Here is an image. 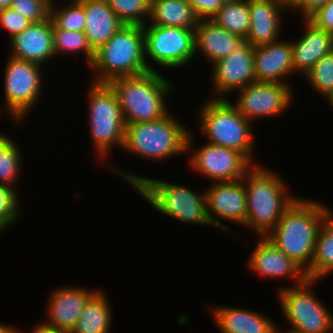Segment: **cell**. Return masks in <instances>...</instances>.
Returning a JSON list of instances; mask_svg holds the SVG:
<instances>
[{"mask_svg": "<svg viewBox=\"0 0 333 333\" xmlns=\"http://www.w3.org/2000/svg\"><path fill=\"white\" fill-rule=\"evenodd\" d=\"M114 167L112 163L108 165L111 171L125 179L136 193L162 215L178 222L207 227L211 225L206 213L205 191L200 194L182 184L140 176Z\"/></svg>", "mask_w": 333, "mask_h": 333, "instance_id": "cell-1", "label": "cell"}, {"mask_svg": "<svg viewBox=\"0 0 333 333\" xmlns=\"http://www.w3.org/2000/svg\"><path fill=\"white\" fill-rule=\"evenodd\" d=\"M316 200L298 197L265 236L305 271L311 267L316 238L330 210Z\"/></svg>", "mask_w": 333, "mask_h": 333, "instance_id": "cell-2", "label": "cell"}, {"mask_svg": "<svg viewBox=\"0 0 333 333\" xmlns=\"http://www.w3.org/2000/svg\"><path fill=\"white\" fill-rule=\"evenodd\" d=\"M276 173L254 163L241 179L245 186L247 204L243 227L253 229L256 236H266L298 198L294 194L289 195L288 185Z\"/></svg>", "mask_w": 333, "mask_h": 333, "instance_id": "cell-3", "label": "cell"}, {"mask_svg": "<svg viewBox=\"0 0 333 333\" xmlns=\"http://www.w3.org/2000/svg\"><path fill=\"white\" fill-rule=\"evenodd\" d=\"M180 121L169 112L154 121L125 124L122 150L155 162L187 154L194 149V135Z\"/></svg>", "mask_w": 333, "mask_h": 333, "instance_id": "cell-4", "label": "cell"}, {"mask_svg": "<svg viewBox=\"0 0 333 333\" xmlns=\"http://www.w3.org/2000/svg\"><path fill=\"white\" fill-rule=\"evenodd\" d=\"M165 77L155 70L108 82L117 96L125 124L154 121L171 112L165 102L174 85Z\"/></svg>", "mask_w": 333, "mask_h": 333, "instance_id": "cell-5", "label": "cell"}, {"mask_svg": "<svg viewBox=\"0 0 333 333\" xmlns=\"http://www.w3.org/2000/svg\"><path fill=\"white\" fill-rule=\"evenodd\" d=\"M92 81L108 83L120 77L149 72L145 60L143 26L125 25L97 51L91 66Z\"/></svg>", "mask_w": 333, "mask_h": 333, "instance_id": "cell-6", "label": "cell"}, {"mask_svg": "<svg viewBox=\"0 0 333 333\" xmlns=\"http://www.w3.org/2000/svg\"><path fill=\"white\" fill-rule=\"evenodd\" d=\"M199 131L206 141L242 153L252 164L255 141L253 124L226 98H209L199 108Z\"/></svg>", "mask_w": 333, "mask_h": 333, "instance_id": "cell-7", "label": "cell"}, {"mask_svg": "<svg viewBox=\"0 0 333 333\" xmlns=\"http://www.w3.org/2000/svg\"><path fill=\"white\" fill-rule=\"evenodd\" d=\"M88 122L97 162L106 165L112 149L123 148L125 122L117 96L108 83L91 82L88 89ZM99 157V158H98ZM102 161V162H101Z\"/></svg>", "mask_w": 333, "mask_h": 333, "instance_id": "cell-8", "label": "cell"}, {"mask_svg": "<svg viewBox=\"0 0 333 333\" xmlns=\"http://www.w3.org/2000/svg\"><path fill=\"white\" fill-rule=\"evenodd\" d=\"M320 280L307 279L297 286H281L278 298L282 313L297 333H330L333 331V313L312 290Z\"/></svg>", "mask_w": 333, "mask_h": 333, "instance_id": "cell-9", "label": "cell"}, {"mask_svg": "<svg viewBox=\"0 0 333 333\" xmlns=\"http://www.w3.org/2000/svg\"><path fill=\"white\" fill-rule=\"evenodd\" d=\"M4 76V100L6 113L16 123L23 122L33 106L42 98V65L17 59L13 56L6 61Z\"/></svg>", "mask_w": 333, "mask_h": 333, "instance_id": "cell-10", "label": "cell"}, {"mask_svg": "<svg viewBox=\"0 0 333 333\" xmlns=\"http://www.w3.org/2000/svg\"><path fill=\"white\" fill-rule=\"evenodd\" d=\"M145 60L149 71H155L149 60L165 69L182 68L193 61L195 54V29L143 26Z\"/></svg>", "mask_w": 333, "mask_h": 333, "instance_id": "cell-11", "label": "cell"}, {"mask_svg": "<svg viewBox=\"0 0 333 333\" xmlns=\"http://www.w3.org/2000/svg\"><path fill=\"white\" fill-rule=\"evenodd\" d=\"M293 92L290 84L254 81L237 90L234 105L253 124L258 117L273 118L289 109L294 101Z\"/></svg>", "mask_w": 333, "mask_h": 333, "instance_id": "cell-12", "label": "cell"}, {"mask_svg": "<svg viewBox=\"0 0 333 333\" xmlns=\"http://www.w3.org/2000/svg\"><path fill=\"white\" fill-rule=\"evenodd\" d=\"M189 164L210 182L241 180L252 163L240 152L206 142L191 153Z\"/></svg>", "mask_w": 333, "mask_h": 333, "instance_id": "cell-13", "label": "cell"}, {"mask_svg": "<svg viewBox=\"0 0 333 333\" xmlns=\"http://www.w3.org/2000/svg\"><path fill=\"white\" fill-rule=\"evenodd\" d=\"M212 95L210 98H226L232 92L256 81L254 47L244 41L227 57L212 64Z\"/></svg>", "mask_w": 333, "mask_h": 333, "instance_id": "cell-14", "label": "cell"}, {"mask_svg": "<svg viewBox=\"0 0 333 333\" xmlns=\"http://www.w3.org/2000/svg\"><path fill=\"white\" fill-rule=\"evenodd\" d=\"M206 213L211 226L232 233L225 222L244 226L247 216L246 191L242 180L215 182L205 190ZM217 216V217H216ZM218 218V219H217ZM221 220H220V219Z\"/></svg>", "mask_w": 333, "mask_h": 333, "instance_id": "cell-15", "label": "cell"}, {"mask_svg": "<svg viewBox=\"0 0 333 333\" xmlns=\"http://www.w3.org/2000/svg\"><path fill=\"white\" fill-rule=\"evenodd\" d=\"M258 238V240H255L257 242L254 244V250L251 251L247 261L251 272L273 280L288 277L294 281V285L291 286L300 285L308 279L306 271L269 239L265 236H259Z\"/></svg>", "mask_w": 333, "mask_h": 333, "instance_id": "cell-16", "label": "cell"}, {"mask_svg": "<svg viewBox=\"0 0 333 333\" xmlns=\"http://www.w3.org/2000/svg\"><path fill=\"white\" fill-rule=\"evenodd\" d=\"M47 303L45 324L70 333L82 312L84 305L98 289L85 286H62L54 288Z\"/></svg>", "mask_w": 333, "mask_h": 333, "instance_id": "cell-17", "label": "cell"}, {"mask_svg": "<svg viewBox=\"0 0 333 333\" xmlns=\"http://www.w3.org/2000/svg\"><path fill=\"white\" fill-rule=\"evenodd\" d=\"M10 56L17 59L45 65L55 58L53 47V24L50 17L31 23L21 33L9 40Z\"/></svg>", "mask_w": 333, "mask_h": 333, "instance_id": "cell-18", "label": "cell"}, {"mask_svg": "<svg viewBox=\"0 0 333 333\" xmlns=\"http://www.w3.org/2000/svg\"><path fill=\"white\" fill-rule=\"evenodd\" d=\"M248 7L250 28L245 41L256 47L280 40L281 14L290 8L282 0H248Z\"/></svg>", "mask_w": 333, "mask_h": 333, "instance_id": "cell-19", "label": "cell"}, {"mask_svg": "<svg viewBox=\"0 0 333 333\" xmlns=\"http://www.w3.org/2000/svg\"><path fill=\"white\" fill-rule=\"evenodd\" d=\"M254 70L256 81L288 84L287 77L294 73L297 75L293 67L291 40L280 39L254 47Z\"/></svg>", "mask_w": 333, "mask_h": 333, "instance_id": "cell-20", "label": "cell"}, {"mask_svg": "<svg viewBox=\"0 0 333 333\" xmlns=\"http://www.w3.org/2000/svg\"><path fill=\"white\" fill-rule=\"evenodd\" d=\"M301 20L305 30L291 45L295 72L304 76L318 60L333 51V33L317 28L307 18Z\"/></svg>", "mask_w": 333, "mask_h": 333, "instance_id": "cell-21", "label": "cell"}, {"mask_svg": "<svg viewBox=\"0 0 333 333\" xmlns=\"http://www.w3.org/2000/svg\"><path fill=\"white\" fill-rule=\"evenodd\" d=\"M245 39L217 25L211 19L199 20L195 28V54H202L211 64L227 57Z\"/></svg>", "mask_w": 333, "mask_h": 333, "instance_id": "cell-22", "label": "cell"}, {"mask_svg": "<svg viewBox=\"0 0 333 333\" xmlns=\"http://www.w3.org/2000/svg\"><path fill=\"white\" fill-rule=\"evenodd\" d=\"M209 309L221 333H274L277 326L268 316L253 310L224 305Z\"/></svg>", "mask_w": 333, "mask_h": 333, "instance_id": "cell-23", "label": "cell"}, {"mask_svg": "<svg viewBox=\"0 0 333 333\" xmlns=\"http://www.w3.org/2000/svg\"><path fill=\"white\" fill-rule=\"evenodd\" d=\"M85 35L94 51L104 45L123 25L106 0H83Z\"/></svg>", "mask_w": 333, "mask_h": 333, "instance_id": "cell-24", "label": "cell"}, {"mask_svg": "<svg viewBox=\"0 0 333 333\" xmlns=\"http://www.w3.org/2000/svg\"><path fill=\"white\" fill-rule=\"evenodd\" d=\"M199 20L186 0H151L150 25L195 29Z\"/></svg>", "mask_w": 333, "mask_h": 333, "instance_id": "cell-25", "label": "cell"}, {"mask_svg": "<svg viewBox=\"0 0 333 333\" xmlns=\"http://www.w3.org/2000/svg\"><path fill=\"white\" fill-rule=\"evenodd\" d=\"M108 298L104 291L98 289L84 305L70 333H110L113 308Z\"/></svg>", "mask_w": 333, "mask_h": 333, "instance_id": "cell-26", "label": "cell"}, {"mask_svg": "<svg viewBox=\"0 0 333 333\" xmlns=\"http://www.w3.org/2000/svg\"><path fill=\"white\" fill-rule=\"evenodd\" d=\"M330 209L321 224L311 261L306 271L308 279L322 280L333 272V215Z\"/></svg>", "mask_w": 333, "mask_h": 333, "instance_id": "cell-27", "label": "cell"}, {"mask_svg": "<svg viewBox=\"0 0 333 333\" xmlns=\"http://www.w3.org/2000/svg\"><path fill=\"white\" fill-rule=\"evenodd\" d=\"M211 20L225 30L246 39L250 28L248 0H234L222 5Z\"/></svg>", "mask_w": 333, "mask_h": 333, "instance_id": "cell-28", "label": "cell"}, {"mask_svg": "<svg viewBox=\"0 0 333 333\" xmlns=\"http://www.w3.org/2000/svg\"><path fill=\"white\" fill-rule=\"evenodd\" d=\"M53 47L56 57L60 54H84L88 68L91 66L95 58V51L90 46L84 32L57 29L53 25Z\"/></svg>", "mask_w": 333, "mask_h": 333, "instance_id": "cell-29", "label": "cell"}, {"mask_svg": "<svg viewBox=\"0 0 333 333\" xmlns=\"http://www.w3.org/2000/svg\"><path fill=\"white\" fill-rule=\"evenodd\" d=\"M8 135L0 132V183L6 184L17 190L20 166L23 164V154L18 147L19 144L14 142Z\"/></svg>", "mask_w": 333, "mask_h": 333, "instance_id": "cell-30", "label": "cell"}, {"mask_svg": "<svg viewBox=\"0 0 333 333\" xmlns=\"http://www.w3.org/2000/svg\"><path fill=\"white\" fill-rule=\"evenodd\" d=\"M55 3L56 1L52 0L49 17L57 29L85 31L83 0H68L66 5L58 7Z\"/></svg>", "mask_w": 333, "mask_h": 333, "instance_id": "cell-31", "label": "cell"}, {"mask_svg": "<svg viewBox=\"0 0 333 333\" xmlns=\"http://www.w3.org/2000/svg\"><path fill=\"white\" fill-rule=\"evenodd\" d=\"M125 25L144 26L150 17L151 0H106Z\"/></svg>", "mask_w": 333, "mask_h": 333, "instance_id": "cell-32", "label": "cell"}, {"mask_svg": "<svg viewBox=\"0 0 333 333\" xmlns=\"http://www.w3.org/2000/svg\"><path fill=\"white\" fill-rule=\"evenodd\" d=\"M304 77L312 90L326 98L333 91V51L318 60Z\"/></svg>", "mask_w": 333, "mask_h": 333, "instance_id": "cell-33", "label": "cell"}, {"mask_svg": "<svg viewBox=\"0 0 333 333\" xmlns=\"http://www.w3.org/2000/svg\"><path fill=\"white\" fill-rule=\"evenodd\" d=\"M18 191L0 183V221L9 229L22 215Z\"/></svg>", "mask_w": 333, "mask_h": 333, "instance_id": "cell-34", "label": "cell"}, {"mask_svg": "<svg viewBox=\"0 0 333 333\" xmlns=\"http://www.w3.org/2000/svg\"><path fill=\"white\" fill-rule=\"evenodd\" d=\"M52 0H12L11 8L16 10L31 23L49 18Z\"/></svg>", "mask_w": 333, "mask_h": 333, "instance_id": "cell-35", "label": "cell"}, {"mask_svg": "<svg viewBox=\"0 0 333 333\" xmlns=\"http://www.w3.org/2000/svg\"><path fill=\"white\" fill-rule=\"evenodd\" d=\"M30 24L31 22L27 18L11 7L0 11V27L7 31L9 40Z\"/></svg>", "mask_w": 333, "mask_h": 333, "instance_id": "cell-36", "label": "cell"}, {"mask_svg": "<svg viewBox=\"0 0 333 333\" xmlns=\"http://www.w3.org/2000/svg\"><path fill=\"white\" fill-rule=\"evenodd\" d=\"M307 19L317 28L333 33V0H328Z\"/></svg>", "mask_w": 333, "mask_h": 333, "instance_id": "cell-37", "label": "cell"}, {"mask_svg": "<svg viewBox=\"0 0 333 333\" xmlns=\"http://www.w3.org/2000/svg\"><path fill=\"white\" fill-rule=\"evenodd\" d=\"M194 9L197 17L202 19H212L219 11L221 4L217 0H186Z\"/></svg>", "mask_w": 333, "mask_h": 333, "instance_id": "cell-38", "label": "cell"}, {"mask_svg": "<svg viewBox=\"0 0 333 333\" xmlns=\"http://www.w3.org/2000/svg\"><path fill=\"white\" fill-rule=\"evenodd\" d=\"M328 0H297L291 7L290 10L299 11L300 16L303 19L308 18L318 8L324 6Z\"/></svg>", "mask_w": 333, "mask_h": 333, "instance_id": "cell-39", "label": "cell"}, {"mask_svg": "<svg viewBox=\"0 0 333 333\" xmlns=\"http://www.w3.org/2000/svg\"><path fill=\"white\" fill-rule=\"evenodd\" d=\"M30 332L31 333H65L64 331L58 330L55 327L45 324L42 321H41V323L39 322V324L37 323V325L35 327H33L32 331H30ZM19 333H23V332L20 330Z\"/></svg>", "mask_w": 333, "mask_h": 333, "instance_id": "cell-40", "label": "cell"}, {"mask_svg": "<svg viewBox=\"0 0 333 333\" xmlns=\"http://www.w3.org/2000/svg\"><path fill=\"white\" fill-rule=\"evenodd\" d=\"M20 329L16 328L15 326L11 325L9 326L8 324L3 325L0 322V333H19Z\"/></svg>", "mask_w": 333, "mask_h": 333, "instance_id": "cell-41", "label": "cell"}, {"mask_svg": "<svg viewBox=\"0 0 333 333\" xmlns=\"http://www.w3.org/2000/svg\"><path fill=\"white\" fill-rule=\"evenodd\" d=\"M12 0H0V11L11 7Z\"/></svg>", "mask_w": 333, "mask_h": 333, "instance_id": "cell-42", "label": "cell"}, {"mask_svg": "<svg viewBox=\"0 0 333 333\" xmlns=\"http://www.w3.org/2000/svg\"><path fill=\"white\" fill-rule=\"evenodd\" d=\"M281 330L282 329L277 325L276 328H275L274 333H297V332L289 330V329L282 330L283 332Z\"/></svg>", "mask_w": 333, "mask_h": 333, "instance_id": "cell-43", "label": "cell"}, {"mask_svg": "<svg viewBox=\"0 0 333 333\" xmlns=\"http://www.w3.org/2000/svg\"><path fill=\"white\" fill-rule=\"evenodd\" d=\"M331 106H333V91L329 93V95L325 98V101Z\"/></svg>", "mask_w": 333, "mask_h": 333, "instance_id": "cell-44", "label": "cell"}, {"mask_svg": "<svg viewBox=\"0 0 333 333\" xmlns=\"http://www.w3.org/2000/svg\"><path fill=\"white\" fill-rule=\"evenodd\" d=\"M289 8L297 1V0H282Z\"/></svg>", "mask_w": 333, "mask_h": 333, "instance_id": "cell-45", "label": "cell"}, {"mask_svg": "<svg viewBox=\"0 0 333 333\" xmlns=\"http://www.w3.org/2000/svg\"><path fill=\"white\" fill-rule=\"evenodd\" d=\"M6 230H8V228L0 221V235L3 233V231L5 232Z\"/></svg>", "mask_w": 333, "mask_h": 333, "instance_id": "cell-46", "label": "cell"}, {"mask_svg": "<svg viewBox=\"0 0 333 333\" xmlns=\"http://www.w3.org/2000/svg\"><path fill=\"white\" fill-rule=\"evenodd\" d=\"M220 4H221V6L222 5H225V4H227V3H230V2H233L234 0H217Z\"/></svg>", "mask_w": 333, "mask_h": 333, "instance_id": "cell-47", "label": "cell"}]
</instances>
